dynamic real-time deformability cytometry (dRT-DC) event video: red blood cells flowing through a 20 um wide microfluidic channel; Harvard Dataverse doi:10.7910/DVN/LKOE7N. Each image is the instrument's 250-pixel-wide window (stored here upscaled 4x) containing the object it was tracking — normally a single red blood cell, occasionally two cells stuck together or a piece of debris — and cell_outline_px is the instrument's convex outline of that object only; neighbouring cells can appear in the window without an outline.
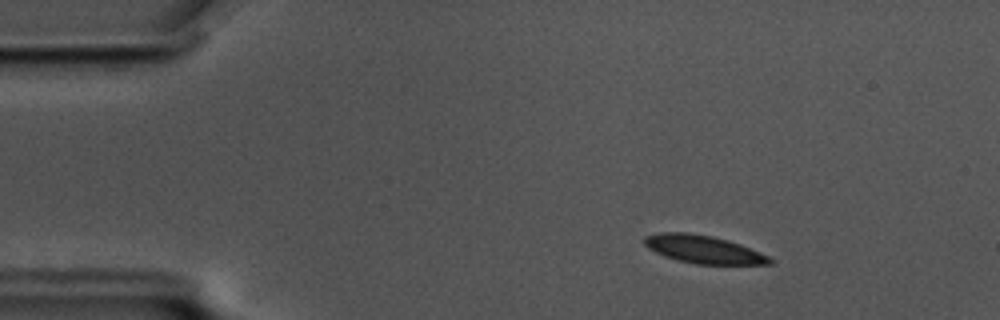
{"species": "common noctule bat (a hibernating species)", "species_latin": "Nyctalus noctula", "temperature_condition": "cold", "stored_images_in_passage": 58, "camera_frame_rate_fps": 3000, "um_per_image_px": 0.085, "animal": {"sex": "male", "body_mass_g": 17.5, "forearm_length_mm": 52.3}, "frame": {"image": 1, "passage_image": 9, "time_ms": 2.667, "image_size_px": [1000, 320], "cell_outline_px": [[772, 264], [696, 264], [676, 260], [664, 256], [648, 248], [644, 244], [644, 236], [660, 232], [688, 232], [712, 236], [728, 240], [740, 244], [760, 252], [768, 256], [772, 260]], "centroid_in_image_um": [59.76, 21.19], "position_along_channel_um": 25.2, "area_um2": 20.4}}
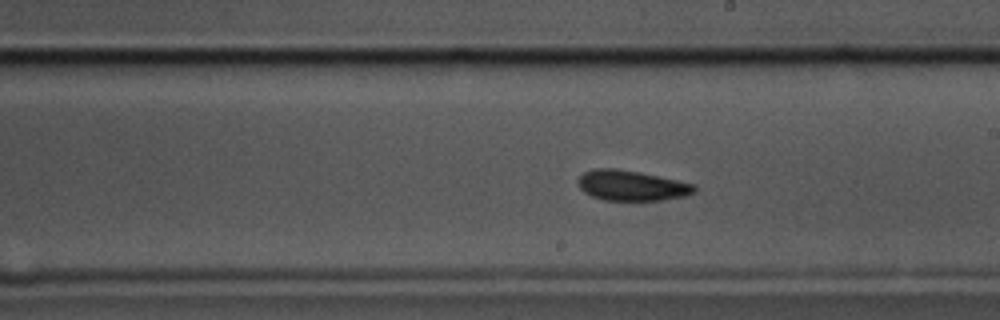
{"frame": {"image": 2, "passage_image": 33, "time_ms": 10.667, "image_size_px": [1000, 320], "cell_outline_px": [[696, 192], [684, 196], [664, 200], [604, 200], [592, 196], [584, 192], [580, 188], [580, 176], [584, 172], [592, 168], [616, 168], [640, 172], [696, 184]], "centroid_in_image_um": [53.72, 15.76], "position_along_channel_um": 235.3, "area_um2": 20.52}}
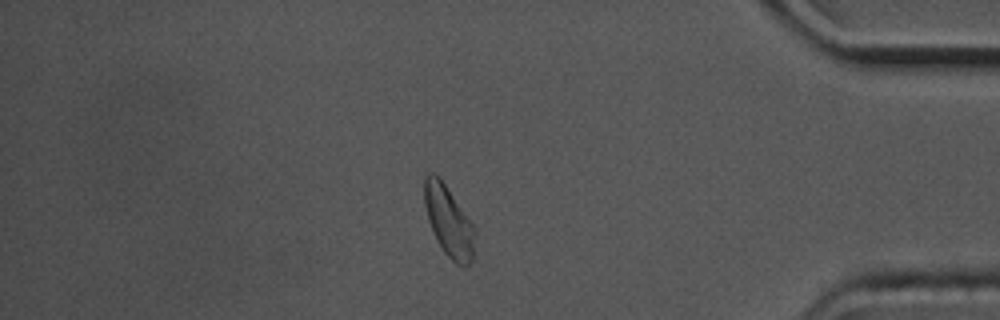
{"frame": {"image": 3, "passage_image": 50, "time_ms": 16.333, "image_size_px": [1000, 320], "cell_outline_px": [[472, 264], [456, 264], [444, 252], [436, 240], [432, 232], [428, 220], [424, 204], [424, 176], [428, 172], [432, 172], [440, 176], [472, 224]], "centroid_in_image_um": [38.06, 18.73], "position_along_channel_um": 397.1, "area_um2": 20.29}, "authors_computed_cell_mechanics": {"area_um2": 20.519, "velocity_mm_per_s": 3.4509, "shape_relaxation_time_tau1_ms": null, "shape_relaxation_time_tau2_ms": 3.7794, "deformation_change_tau1": null, "deformation_change_tau2": 0.0878}}